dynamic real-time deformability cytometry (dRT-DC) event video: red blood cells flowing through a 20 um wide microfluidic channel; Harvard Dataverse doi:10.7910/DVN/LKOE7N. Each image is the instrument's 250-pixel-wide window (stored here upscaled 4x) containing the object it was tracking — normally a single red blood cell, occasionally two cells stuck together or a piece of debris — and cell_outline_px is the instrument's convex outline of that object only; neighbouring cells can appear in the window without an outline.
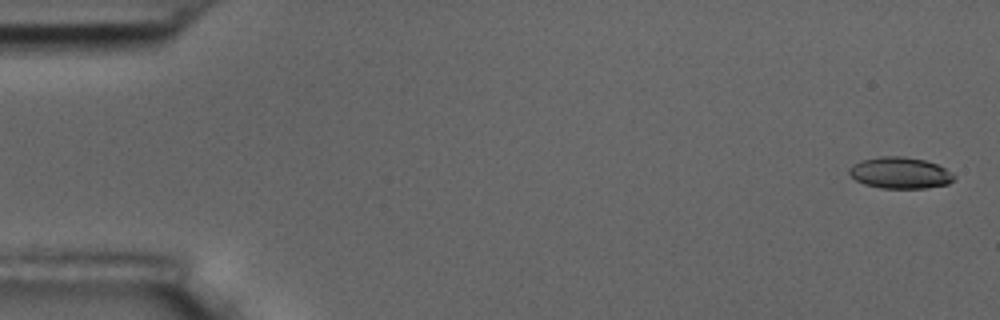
{"species": "common noctule bat (a hibernating species)", "species_latin": "Nyctalus noctula", "temperature_condition": "room temperature", "stored_images_in_passage": 6, "camera_frame_rate_fps": 3000, "um_per_image_px": 0.085, "animal": {"sex": "male", "body_mass_g": 17.5, "forearm_length_mm": 52.3}, "frame": {"image": 1, "passage_image": 1, "time_ms": 0.0, "image_size_px": [1000, 320], "cell_outline_px": [[956, 176], [948, 184], [924, 188], [880, 188], [864, 184], [856, 180], [848, 172], [848, 168], [852, 164], [860, 160], [880, 156], [904, 156], [924, 160], [936, 164], [944, 168]], "centroid_in_image_um": [76.46, 14.69], "position_along_channel_um": 8.5, "area_um2": 19.19}}
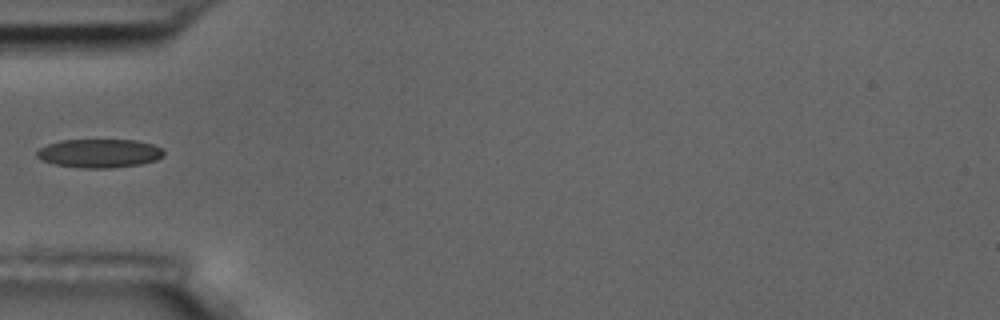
{"frame": {"image": 2, "passage_image": 5, "time_ms": 5.667, "image_size_px": [1000, 320], "cell_outline_px": [[164, 156], [156, 160], [140, 164], [108, 168], [80, 168], [56, 164], [44, 160], [36, 156], [36, 152], [40, 148], [48, 144], [60, 140], [136, 140], [152, 144], [164, 148]], "centroid_in_image_um": [8.48, 13.02], "position_along_channel_um": 76.5, "area_um2": 21.15}}